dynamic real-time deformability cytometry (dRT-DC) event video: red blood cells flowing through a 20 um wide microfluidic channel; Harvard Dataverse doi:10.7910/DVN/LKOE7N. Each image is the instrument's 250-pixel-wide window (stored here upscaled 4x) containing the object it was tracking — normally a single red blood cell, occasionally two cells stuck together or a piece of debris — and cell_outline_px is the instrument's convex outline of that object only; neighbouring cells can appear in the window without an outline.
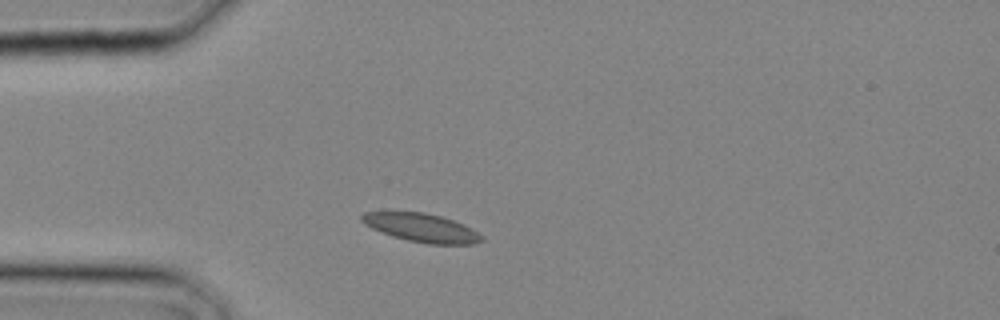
{"species": "common noctule bat (a hibernating species)", "species_latin": "Nyctalus noctula", "temperature_condition": "cold", "stored_images_in_passage": 1, "camera_frame_rate_fps": 3000, "um_per_image_px": 0.085, "animal": {"sex": "male", "body_mass_g": 20.4}, "frame": {"image": 1, "passage_image": 1, "time_ms": 0.0, "image_size_px": [1000, 320], "cell_outline_px": [[484, 240], [472, 244], [428, 244], [408, 240], [392, 236], [380, 232], [364, 224], [360, 220], [360, 216], [364, 212], [424, 212], [440, 216], [464, 224], [484, 236]], "centroid_in_image_um": [35.82, 19.36], "position_along_channel_um": 49.2, "area_um2": 19.88}}